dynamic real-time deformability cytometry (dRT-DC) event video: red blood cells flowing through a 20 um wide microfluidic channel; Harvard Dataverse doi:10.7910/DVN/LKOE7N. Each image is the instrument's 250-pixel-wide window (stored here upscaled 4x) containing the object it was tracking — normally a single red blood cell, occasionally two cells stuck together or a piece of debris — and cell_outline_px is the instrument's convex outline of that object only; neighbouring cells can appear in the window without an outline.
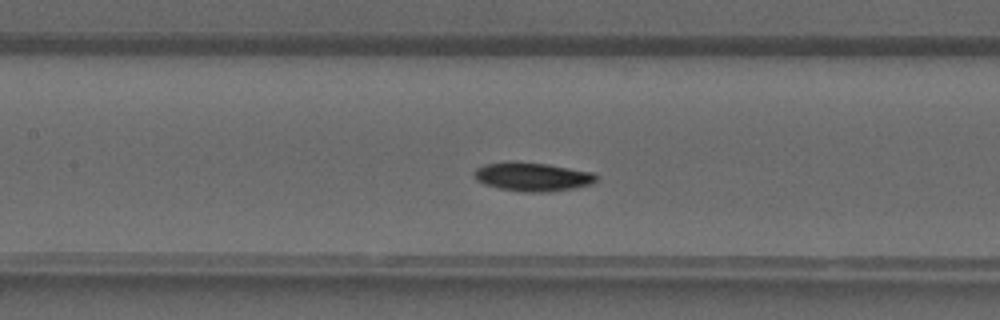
{"species": "common noctule bat (a hibernating species)", "species_latin": "Nyctalus noctula", "temperature_condition": "warm", "stored_images_in_passage": 33, "camera_frame_rate_fps": 3000, "um_per_image_px": 0.085, "animal": {"sex": "male", "forearm_length_mm": 52.5}, "frame": {"image": 1, "passage_image": 10, "time_ms": 3.0, "image_size_px": [1000, 320], "cell_outline_px": [[600, 176], [592, 184], [576, 188], [548, 192], [524, 192], [500, 188], [484, 184], [476, 180], [476, 168], [484, 164], [508, 160], [512, 160], [548, 164], [596, 172]], "centroid_in_image_um": [45.32, 15.01], "position_along_channel_um": 162.1, "area_um2": 20.87}}
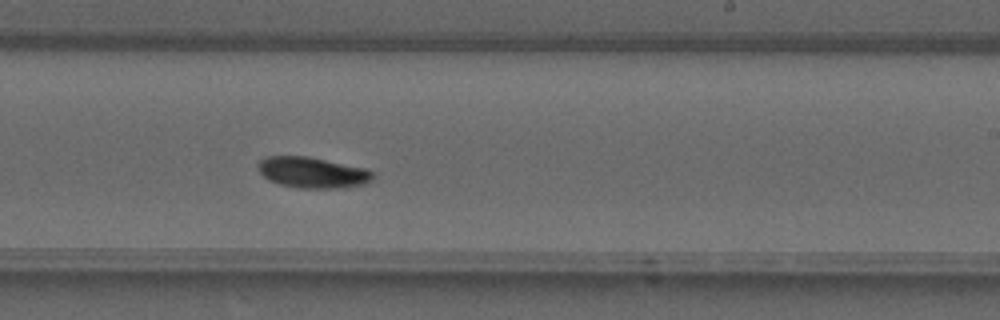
{"frame": {"image": 2, "passage_image": 16, "time_ms": 5.0, "image_size_px": [1000, 320], "cell_outline_px": [[376, 176], [368, 184], [344, 188], [300, 188], [280, 184], [268, 180], [256, 168], [256, 164], [260, 160], [268, 156], [308, 156], [368, 168]], "centroid_in_image_um": [26.61, 14.66], "position_along_channel_um": 262.4, "area_um2": 21.1}}
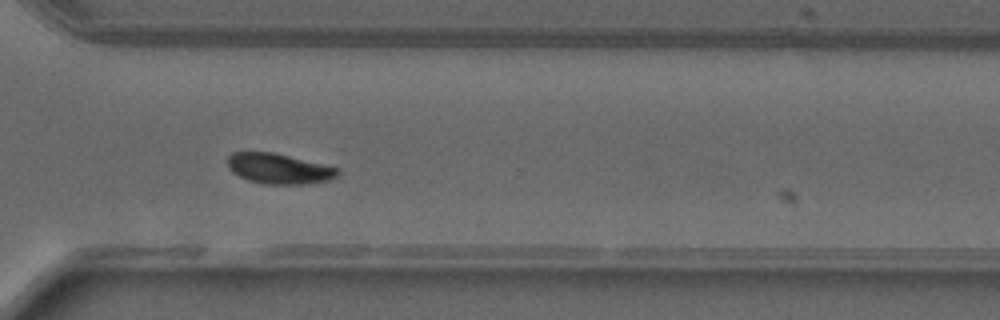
{"frame": {"image": 3, "passage_image": 21, "time_ms": 6.667, "image_size_px": [1000, 320], "cell_outline_px": [[340, 172], [332, 180], [308, 184], [264, 184], [248, 180], [232, 172], [228, 168], [228, 156], [232, 152], [272, 152], [336, 168]], "centroid_in_image_um": [23.67, 14.35], "position_along_channel_um": 346.9, "area_um2": 19.25}}